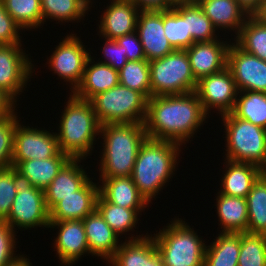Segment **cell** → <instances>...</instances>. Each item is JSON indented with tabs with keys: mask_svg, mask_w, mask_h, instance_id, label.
I'll return each mask as SVG.
<instances>
[{
	"mask_svg": "<svg viewBox=\"0 0 266 266\" xmlns=\"http://www.w3.org/2000/svg\"><path fill=\"white\" fill-rule=\"evenodd\" d=\"M108 263L112 266H164L152 235L126 239Z\"/></svg>",
	"mask_w": 266,
	"mask_h": 266,
	"instance_id": "ac0fdd59",
	"label": "cell"
},
{
	"mask_svg": "<svg viewBox=\"0 0 266 266\" xmlns=\"http://www.w3.org/2000/svg\"><path fill=\"white\" fill-rule=\"evenodd\" d=\"M211 245L206 246L204 266H238L240 236L221 232Z\"/></svg>",
	"mask_w": 266,
	"mask_h": 266,
	"instance_id": "f546056e",
	"label": "cell"
},
{
	"mask_svg": "<svg viewBox=\"0 0 266 266\" xmlns=\"http://www.w3.org/2000/svg\"><path fill=\"white\" fill-rule=\"evenodd\" d=\"M15 231L8 223L0 221V266H7L16 261L20 256H15L16 247ZM15 245V246H14Z\"/></svg>",
	"mask_w": 266,
	"mask_h": 266,
	"instance_id": "b9f144b4",
	"label": "cell"
},
{
	"mask_svg": "<svg viewBox=\"0 0 266 266\" xmlns=\"http://www.w3.org/2000/svg\"><path fill=\"white\" fill-rule=\"evenodd\" d=\"M238 266H266V235L239 232Z\"/></svg>",
	"mask_w": 266,
	"mask_h": 266,
	"instance_id": "74e56055",
	"label": "cell"
},
{
	"mask_svg": "<svg viewBox=\"0 0 266 266\" xmlns=\"http://www.w3.org/2000/svg\"><path fill=\"white\" fill-rule=\"evenodd\" d=\"M99 186L89 179L73 195L64 197L50 210V221L83 220L96 209Z\"/></svg>",
	"mask_w": 266,
	"mask_h": 266,
	"instance_id": "ffe728a7",
	"label": "cell"
},
{
	"mask_svg": "<svg viewBox=\"0 0 266 266\" xmlns=\"http://www.w3.org/2000/svg\"><path fill=\"white\" fill-rule=\"evenodd\" d=\"M96 210L100 213L105 222L119 234L133 231L136 223H138V213L143 209H127L119 205L106 201L100 194L96 200Z\"/></svg>",
	"mask_w": 266,
	"mask_h": 266,
	"instance_id": "4dcf8cb0",
	"label": "cell"
},
{
	"mask_svg": "<svg viewBox=\"0 0 266 266\" xmlns=\"http://www.w3.org/2000/svg\"><path fill=\"white\" fill-rule=\"evenodd\" d=\"M18 123L14 133L12 161L48 159L61 150L55 133Z\"/></svg>",
	"mask_w": 266,
	"mask_h": 266,
	"instance_id": "4fadbf2b",
	"label": "cell"
},
{
	"mask_svg": "<svg viewBox=\"0 0 266 266\" xmlns=\"http://www.w3.org/2000/svg\"><path fill=\"white\" fill-rule=\"evenodd\" d=\"M16 115L0 119V169L11 167L14 133L20 122Z\"/></svg>",
	"mask_w": 266,
	"mask_h": 266,
	"instance_id": "ab89813d",
	"label": "cell"
},
{
	"mask_svg": "<svg viewBox=\"0 0 266 266\" xmlns=\"http://www.w3.org/2000/svg\"><path fill=\"white\" fill-rule=\"evenodd\" d=\"M117 43L123 47L128 61H139L146 59L142 44L136 31L126 34L116 39Z\"/></svg>",
	"mask_w": 266,
	"mask_h": 266,
	"instance_id": "f6af8a7d",
	"label": "cell"
},
{
	"mask_svg": "<svg viewBox=\"0 0 266 266\" xmlns=\"http://www.w3.org/2000/svg\"><path fill=\"white\" fill-rule=\"evenodd\" d=\"M217 214L222 232H247L248 209L247 200L242 197H233L218 194L216 198Z\"/></svg>",
	"mask_w": 266,
	"mask_h": 266,
	"instance_id": "83f0119b",
	"label": "cell"
},
{
	"mask_svg": "<svg viewBox=\"0 0 266 266\" xmlns=\"http://www.w3.org/2000/svg\"><path fill=\"white\" fill-rule=\"evenodd\" d=\"M136 32L146 60L163 58L175 49L165 36L162 11H140Z\"/></svg>",
	"mask_w": 266,
	"mask_h": 266,
	"instance_id": "9a60e30c",
	"label": "cell"
},
{
	"mask_svg": "<svg viewBox=\"0 0 266 266\" xmlns=\"http://www.w3.org/2000/svg\"><path fill=\"white\" fill-rule=\"evenodd\" d=\"M216 29L235 30L236 35L249 15L236 0H195ZM237 31V32H236Z\"/></svg>",
	"mask_w": 266,
	"mask_h": 266,
	"instance_id": "484cf974",
	"label": "cell"
},
{
	"mask_svg": "<svg viewBox=\"0 0 266 266\" xmlns=\"http://www.w3.org/2000/svg\"><path fill=\"white\" fill-rule=\"evenodd\" d=\"M83 226L91 255L109 261L120 247L119 236L96 209L83 219Z\"/></svg>",
	"mask_w": 266,
	"mask_h": 266,
	"instance_id": "7402d4cb",
	"label": "cell"
},
{
	"mask_svg": "<svg viewBox=\"0 0 266 266\" xmlns=\"http://www.w3.org/2000/svg\"><path fill=\"white\" fill-rule=\"evenodd\" d=\"M226 171L221 179L223 195L246 198L253 185L265 171L252 163L233 162L226 160Z\"/></svg>",
	"mask_w": 266,
	"mask_h": 266,
	"instance_id": "cb8c5ba5",
	"label": "cell"
},
{
	"mask_svg": "<svg viewBox=\"0 0 266 266\" xmlns=\"http://www.w3.org/2000/svg\"><path fill=\"white\" fill-rule=\"evenodd\" d=\"M154 234L164 266H204L206 245L185 221L174 219Z\"/></svg>",
	"mask_w": 266,
	"mask_h": 266,
	"instance_id": "5b68a950",
	"label": "cell"
},
{
	"mask_svg": "<svg viewBox=\"0 0 266 266\" xmlns=\"http://www.w3.org/2000/svg\"><path fill=\"white\" fill-rule=\"evenodd\" d=\"M90 56L79 37L71 33L56 46L48 64L55 74L72 85L73 92L82 80Z\"/></svg>",
	"mask_w": 266,
	"mask_h": 266,
	"instance_id": "8fae6325",
	"label": "cell"
},
{
	"mask_svg": "<svg viewBox=\"0 0 266 266\" xmlns=\"http://www.w3.org/2000/svg\"><path fill=\"white\" fill-rule=\"evenodd\" d=\"M92 58L91 56L88 58L82 80L72 92L81 99L91 100L98 93L120 84L118 70L100 62L92 64L94 61ZM90 64L92 65L90 66Z\"/></svg>",
	"mask_w": 266,
	"mask_h": 266,
	"instance_id": "603a6c76",
	"label": "cell"
},
{
	"mask_svg": "<svg viewBox=\"0 0 266 266\" xmlns=\"http://www.w3.org/2000/svg\"><path fill=\"white\" fill-rule=\"evenodd\" d=\"M187 27L195 43L218 39L217 29L195 0H187Z\"/></svg>",
	"mask_w": 266,
	"mask_h": 266,
	"instance_id": "f35d334b",
	"label": "cell"
},
{
	"mask_svg": "<svg viewBox=\"0 0 266 266\" xmlns=\"http://www.w3.org/2000/svg\"><path fill=\"white\" fill-rule=\"evenodd\" d=\"M253 16L266 25V0H263L259 10Z\"/></svg>",
	"mask_w": 266,
	"mask_h": 266,
	"instance_id": "681fc988",
	"label": "cell"
},
{
	"mask_svg": "<svg viewBox=\"0 0 266 266\" xmlns=\"http://www.w3.org/2000/svg\"><path fill=\"white\" fill-rule=\"evenodd\" d=\"M55 227L59 232L54 245L62 265H73L85 253L90 254L83 220L50 221L48 228Z\"/></svg>",
	"mask_w": 266,
	"mask_h": 266,
	"instance_id": "2e32d148",
	"label": "cell"
},
{
	"mask_svg": "<svg viewBox=\"0 0 266 266\" xmlns=\"http://www.w3.org/2000/svg\"><path fill=\"white\" fill-rule=\"evenodd\" d=\"M151 97L195 92V79L186 50L176 49L149 61Z\"/></svg>",
	"mask_w": 266,
	"mask_h": 266,
	"instance_id": "ba28073f",
	"label": "cell"
},
{
	"mask_svg": "<svg viewBox=\"0 0 266 266\" xmlns=\"http://www.w3.org/2000/svg\"><path fill=\"white\" fill-rule=\"evenodd\" d=\"M207 118L195 92L152 96L147 102L144 128L147 138L185 145Z\"/></svg>",
	"mask_w": 266,
	"mask_h": 266,
	"instance_id": "6da1fadb",
	"label": "cell"
},
{
	"mask_svg": "<svg viewBox=\"0 0 266 266\" xmlns=\"http://www.w3.org/2000/svg\"><path fill=\"white\" fill-rule=\"evenodd\" d=\"M247 232L266 235V173H264L247 194Z\"/></svg>",
	"mask_w": 266,
	"mask_h": 266,
	"instance_id": "1f68e13d",
	"label": "cell"
},
{
	"mask_svg": "<svg viewBox=\"0 0 266 266\" xmlns=\"http://www.w3.org/2000/svg\"><path fill=\"white\" fill-rule=\"evenodd\" d=\"M70 159L67 154L60 151L55 157L48 159L11 161V166L26 176L31 185L44 190Z\"/></svg>",
	"mask_w": 266,
	"mask_h": 266,
	"instance_id": "4316f807",
	"label": "cell"
},
{
	"mask_svg": "<svg viewBox=\"0 0 266 266\" xmlns=\"http://www.w3.org/2000/svg\"><path fill=\"white\" fill-rule=\"evenodd\" d=\"M70 94L56 137L62 153L71 159H85L93 150L101 125L91 100L81 99L71 92Z\"/></svg>",
	"mask_w": 266,
	"mask_h": 266,
	"instance_id": "277c9868",
	"label": "cell"
},
{
	"mask_svg": "<svg viewBox=\"0 0 266 266\" xmlns=\"http://www.w3.org/2000/svg\"><path fill=\"white\" fill-rule=\"evenodd\" d=\"M238 4L247 12L249 16H253L260 8L263 0H236Z\"/></svg>",
	"mask_w": 266,
	"mask_h": 266,
	"instance_id": "c3c4849f",
	"label": "cell"
},
{
	"mask_svg": "<svg viewBox=\"0 0 266 266\" xmlns=\"http://www.w3.org/2000/svg\"><path fill=\"white\" fill-rule=\"evenodd\" d=\"M21 46V43L0 45V88L15 100L32 76L34 66Z\"/></svg>",
	"mask_w": 266,
	"mask_h": 266,
	"instance_id": "5bb4252c",
	"label": "cell"
},
{
	"mask_svg": "<svg viewBox=\"0 0 266 266\" xmlns=\"http://www.w3.org/2000/svg\"><path fill=\"white\" fill-rule=\"evenodd\" d=\"M229 46L230 43L217 39L209 42H196L185 49L192 73L197 81L227 67Z\"/></svg>",
	"mask_w": 266,
	"mask_h": 266,
	"instance_id": "e0dca14e",
	"label": "cell"
},
{
	"mask_svg": "<svg viewBox=\"0 0 266 266\" xmlns=\"http://www.w3.org/2000/svg\"><path fill=\"white\" fill-rule=\"evenodd\" d=\"M195 93L208 116L211 108L220 111L221 116L231 113L239 94L228 67L199 79Z\"/></svg>",
	"mask_w": 266,
	"mask_h": 266,
	"instance_id": "30bf717a",
	"label": "cell"
},
{
	"mask_svg": "<svg viewBox=\"0 0 266 266\" xmlns=\"http://www.w3.org/2000/svg\"><path fill=\"white\" fill-rule=\"evenodd\" d=\"M8 14L21 29L37 28L43 23L40 0H1Z\"/></svg>",
	"mask_w": 266,
	"mask_h": 266,
	"instance_id": "8d00e7d4",
	"label": "cell"
},
{
	"mask_svg": "<svg viewBox=\"0 0 266 266\" xmlns=\"http://www.w3.org/2000/svg\"><path fill=\"white\" fill-rule=\"evenodd\" d=\"M99 194L108 202L127 209H145L149 202L139 192L132 177L101 178Z\"/></svg>",
	"mask_w": 266,
	"mask_h": 266,
	"instance_id": "d4e9b609",
	"label": "cell"
},
{
	"mask_svg": "<svg viewBox=\"0 0 266 266\" xmlns=\"http://www.w3.org/2000/svg\"><path fill=\"white\" fill-rule=\"evenodd\" d=\"M163 25L165 36L175 50H185L195 43L187 27V0H178L173 8L163 10Z\"/></svg>",
	"mask_w": 266,
	"mask_h": 266,
	"instance_id": "f1b7e54d",
	"label": "cell"
},
{
	"mask_svg": "<svg viewBox=\"0 0 266 266\" xmlns=\"http://www.w3.org/2000/svg\"><path fill=\"white\" fill-rule=\"evenodd\" d=\"M227 67L232 73L238 92L266 93V61L246 53L232 43L227 53Z\"/></svg>",
	"mask_w": 266,
	"mask_h": 266,
	"instance_id": "7c38bea8",
	"label": "cell"
},
{
	"mask_svg": "<svg viewBox=\"0 0 266 266\" xmlns=\"http://www.w3.org/2000/svg\"><path fill=\"white\" fill-rule=\"evenodd\" d=\"M88 7H90L89 6V4L91 3V0H82Z\"/></svg>",
	"mask_w": 266,
	"mask_h": 266,
	"instance_id": "816d5d0a",
	"label": "cell"
},
{
	"mask_svg": "<svg viewBox=\"0 0 266 266\" xmlns=\"http://www.w3.org/2000/svg\"><path fill=\"white\" fill-rule=\"evenodd\" d=\"M180 145L170 140L151 138H146L141 144L131 177L148 202L158 195L174 174Z\"/></svg>",
	"mask_w": 266,
	"mask_h": 266,
	"instance_id": "7a4b0ae2",
	"label": "cell"
},
{
	"mask_svg": "<svg viewBox=\"0 0 266 266\" xmlns=\"http://www.w3.org/2000/svg\"><path fill=\"white\" fill-rule=\"evenodd\" d=\"M221 117L226 130V160L252 163L266 171V129L232 113Z\"/></svg>",
	"mask_w": 266,
	"mask_h": 266,
	"instance_id": "8992f818",
	"label": "cell"
},
{
	"mask_svg": "<svg viewBox=\"0 0 266 266\" xmlns=\"http://www.w3.org/2000/svg\"><path fill=\"white\" fill-rule=\"evenodd\" d=\"M25 257L26 256L21 255L20 258H18L16 261L7 266H31L30 260L27 257L26 258Z\"/></svg>",
	"mask_w": 266,
	"mask_h": 266,
	"instance_id": "f907efd6",
	"label": "cell"
},
{
	"mask_svg": "<svg viewBox=\"0 0 266 266\" xmlns=\"http://www.w3.org/2000/svg\"><path fill=\"white\" fill-rule=\"evenodd\" d=\"M140 11H162L173 8L176 0H131Z\"/></svg>",
	"mask_w": 266,
	"mask_h": 266,
	"instance_id": "bcb514c9",
	"label": "cell"
},
{
	"mask_svg": "<svg viewBox=\"0 0 266 266\" xmlns=\"http://www.w3.org/2000/svg\"><path fill=\"white\" fill-rule=\"evenodd\" d=\"M13 176L17 194L4 222L12 229H16V226L21 230L36 226L48 228L50 211L46 205L44 190L31 185L30 180L14 167Z\"/></svg>",
	"mask_w": 266,
	"mask_h": 266,
	"instance_id": "9c48e42d",
	"label": "cell"
},
{
	"mask_svg": "<svg viewBox=\"0 0 266 266\" xmlns=\"http://www.w3.org/2000/svg\"><path fill=\"white\" fill-rule=\"evenodd\" d=\"M16 194L13 167L0 169V221L8 217Z\"/></svg>",
	"mask_w": 266,
	"mask_h": 266,
	"instance_id": "60d3db41",
	"label": "cell"
},
{
	"mask_svg": "<svg viewBox=\"0 0 266 266\" xmlns=\"http://www.w3.org/2000/svg\"><path fill=\"white\" fill-rule=\"evenodd\" d=\"M43 24L47 19L68 22L80 20L89 7L82 0H40Z\"/></svg>",
	"mask_w": 266,
	"mask_h": 266,
	"instance_id": "e575fe53",
	"label": "cell"
},
{
	"mask_svg": "<svg viewBox=\"0 0 266 266\" xmlns=\"http://www.w3.org/2000/svg\"><path fill=\"white\" fill-rule=\"evenodd\" d=\"M235 39L243 51L266 61V25L254 16L247 18Z\"/></svg>",
	"mask_w": 266,
	"mask_h": 266,
	"instance_id": "836d02e7",
	"label": "cell"
},
{
	"mask_svg": "<svg viewBox=\"0 0 266 266\" xmlns=\"http://www.w3.org/2000/svg\"><path fill=\"white\" fill-rule=\"evenodd\" d=\"M81 160L83 159H70L50 185L44 189V197L49 211L64 197L73 195L90 179L81 164L78 165Z\"/></svg>",
	"mask_w": 266,
	"mask_h": 266,
	"instance_id": "44dd1931",
	"label": "cell"
},
{
	"mask_svg": "<svg viewBox=\"0 0 266 266\" xmlns=\"http://www.w3.org/2000/svg\"><path fill=\"white\" fill-rule=\"evenodd\" d=\"M16 101L9 93L0 88V119L14 114Z\"/></svg>",
	"mask_w": 266,
	"mask_h": 266,
	"instance_id": "7dc6e473",
	"label": "cell"
},
{
	"mask_svg": "<svg viewBox=\"0 0 266 266\" xmlns=\"http://www.w3.org/2000/svg\"><path fill=\"white\" fill-rule=\"evenodd\" d=\"M139 11L131 0H112L101 16L98 33L114 40L133 33L136 31Z\"/></svg>",
	"mask_w": 266,
	"mask_h": 266,
	"instance_id": "d6986e66",
	"label": "cell"
},
{
	"mask_svg": "<svg viewBox=\"0 0 266 266\" xmlns=\"http://www.w3.org/2000/svg\"><path fill=\"white\" fill-rule=\"evenodd\" d=\"M20 30V26L8 14L3 2L0 0V45L21 43Z\"/></svg>",
	"mask_w": 266,
	"mask_h": 266,
	"instance_id": "7bdbcfd3",
	"label": "cell"
},
{
	"mask_svg": "<svg viewBox=\"0 0 266 266\" xmlns=\"http://www.w3.org/2000/svg\"><path fill=\"white\" fill-rule=\"evenodd\" d=\"M104 58L107 60L99 61L100 63L108 64L116 70H120L127 62L126 54L123 47L116 40L105 38L104 47L102 49Z\"/></svg>",
	"mask_w": 266,
	"mask_h": 266,
	"instance_id": "ee69618b",
	"label": "cell"
},
{
	"mask_svg": "<svg viewBox=\"0 0 266 266\" xmlns=\"http://www.w3.org/2000/svg\"><path fill=\"white\" fill-rule=\"evenodd\" d=\"M100 178L129 177L141 144L147 138L144 123L103 124Z\"/></svg>",
	"mask_w": 266,
	"mask_h": 266,
	"instance_id": "3957f363",
	"label": "cell"
},
{
	"mask_svg": "<svg viewBox=\"0 0 266 266\" xmlns=\"http://www.w3.org/2000/svg\"><path fill=\"white\" fill-rule=\"evenodd\" d=\"M119 72L120 85L141 92L147 99L151 97L149 61H128Z\"/></svg>",
	"mask_w": 266,
	"mask_h": 266,
	"instance_id": "d590c367",
	"label": "cell"
},
{
	"mask_svg": "<svg viewBox=\"0 0 266 266\" xmlns=\"http://www.w3.org/2000/svg\"><path fill=\"white\" fill-rule=\"evenodd\" d=\"M147 102L148 99L141 92L120 84L91 99L100 125L144 123Z\"/></svg>",
	"mask_w": 266,
	"mask_h": 266,
	"instance_id": "52a82bcc",
	"label": "cell"
},
{
	"mask_svg": "<svg viewBox=\"0 0 266 266\" xmlns=\"http://www.w3.org/2000/svg\"><path fill=\"white\" fill-rule=\"evenodd\" d=\"M236 98L232 114L254 125L266 129V93L255 91H240ZM243 94V96H242Z\"/></svg>",
	"mask_w": 266,
	"mask_h": 266,
	"instance_id": "d6a6232c",
	"label": "cell"
}]
</instances>
